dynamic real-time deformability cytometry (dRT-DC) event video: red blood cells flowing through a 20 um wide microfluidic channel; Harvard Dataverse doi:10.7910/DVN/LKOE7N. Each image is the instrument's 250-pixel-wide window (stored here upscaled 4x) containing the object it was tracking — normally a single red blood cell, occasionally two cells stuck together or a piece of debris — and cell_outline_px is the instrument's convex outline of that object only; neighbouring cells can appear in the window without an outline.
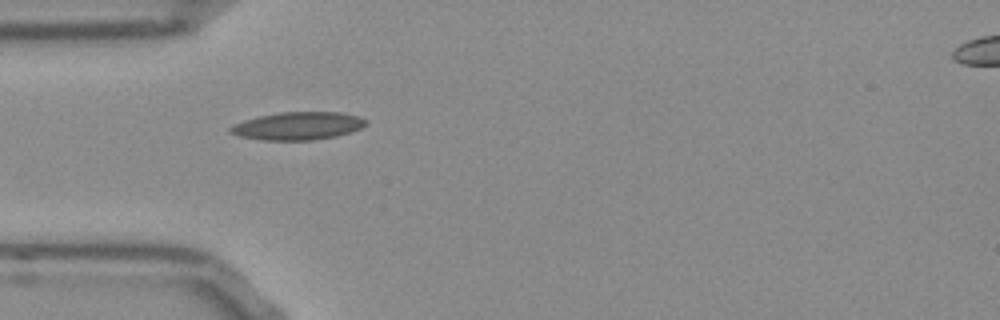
{"species": "Egyptian fruit bat (a non-hibernating species)", "species_latin": "Rousettus aegyptiacus", "temperature_condition": "room temperature", "stored_images_in_passage": 34, "camera_frame_rate_fps": 3000, "um_per_image_px": 0.085, "frame": {"image": 1, "passage_image": 1, "time_ms": 0.0, "image_size_px": [1000, 320], "cell_outline_px": [[368, 124], [352, 132], [336, 136], [312, 140], [260, 140], [240, 136], [228, 132], [228, 128], [232, 124], [244, 120], [260, 116], [280, 112], [340, 112], [360, 116], [368, 120]], "centroid_in_image_um": [25.33, 10.7], "position_along_channel_um": 59.7, "area_um2": 22.2}}
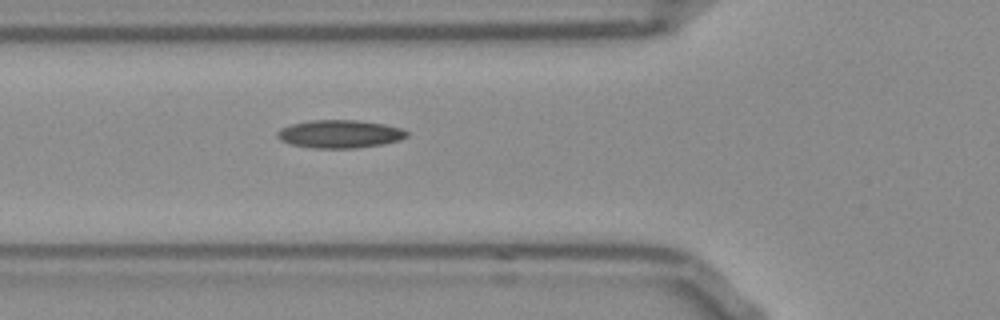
{"frame": {"image": 2, "passage_image": 4, "time_ms": 1.0, "image_size_px": [1000, 320], "cell_outline_px": [[408, 136], [400, 140], [384, 144], [356, 148], [312, 148], [292, 144], [280, 140], [276, 136], [276, 132], [280, 128], [292, 124], [312, 120], [360, 120], [384, 124], [404, 128], [408, 132]], "centroid_in_image_um": [28.91, 11.38], "position_along_channel_um": 96.9, "area_um2": 21.33}}
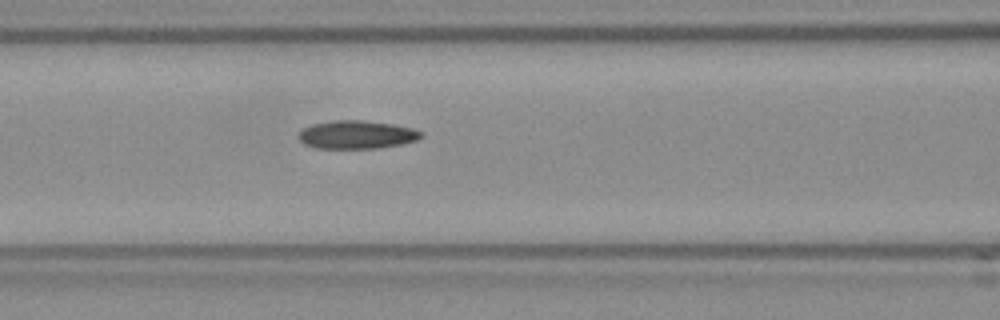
{"frame": {"image": 3, "passage_image": 7, "time_ms": 2.0, "image_size_px": [1000, 320], "cell_outline_px": [[424, 136], [416, 140], [400, 144], [376, 148], [316, 148], [304, 144], [296, 136], [304, 128], [312, 124], [332, 120], [364, 120], [392, 124], [412, 128], [424, 132]], "centroid_in_image_um": [30.31, 11.44], "position_along_channel_um": 136.3, "area_um2": 20.17}, "authors_computed_cell_mechanics": {"area_um2": 19.9121, "velocity_mm_per_s": 3.8704, "shape_relaxation_time_tau1_ms": null, "shape_relaxation_time_tau2_ms": 4.679, "deformation_change_tau1": null, "deformation_change_tau2": 0.1271}}